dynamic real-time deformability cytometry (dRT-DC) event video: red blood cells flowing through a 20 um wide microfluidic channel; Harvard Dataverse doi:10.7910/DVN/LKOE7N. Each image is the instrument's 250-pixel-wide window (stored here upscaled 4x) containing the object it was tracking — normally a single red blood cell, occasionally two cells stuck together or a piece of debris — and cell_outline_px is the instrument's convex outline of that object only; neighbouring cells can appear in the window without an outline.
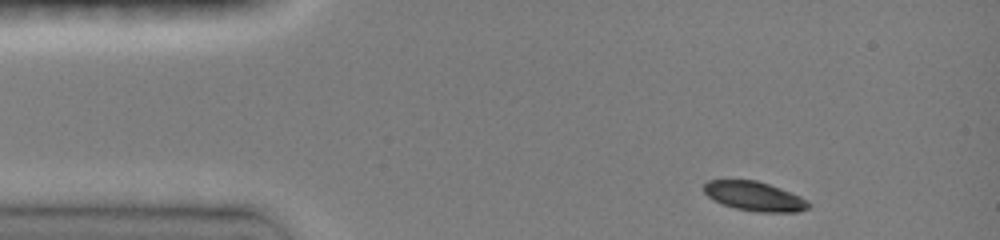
{"species": "common noctule bat (a hibernating species)", "species_latin": "Nyctalus noctula", "temperature_condition": "room temperature", "stored_images_in_passage": 4, "camera_frame_rate_fps": 3000, "um_per_image_px": 0.085, "animal": {"sex": "female", "body_mass_g": 19.0, "forearm_length_mm": 51.5}, "frame": {"image": 1, "passage_image": 1, "time_ms": 0.0, "image_size_px": [1000, 240], "cell_outline_px": [[812, 204], [808, 208], [796, 212], [756, 212], [736, 208], [724, 204], [708, 196], [704, 192], [704, 184], [708, 180], [756, 180], [780, 188], [800, 196], [808, 200]], "centroid_in_image_um": [64.16, 16.68], "position_along_channel_um": 20.8, "area_um2": 17.74}}
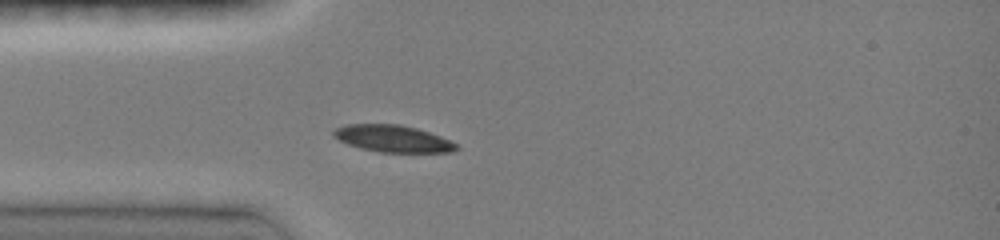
{"frame": {"image": 2, "passage_image": 4, "time_ms": 2.333, "image_size_px": [1000, 240], "cell_outline_px": [[460, 148], [452, 152], [380, 152], [360, 148], [348, 144], [332, 136], [332, 132], [336, 128], [344, 124], [400, 124], [416, 128], [440, 136], [456, 144]], "centroid_in_image_um": [33.36, 11.78], "position_along_channel_um": 51.6, "area_um2": 19.19}}